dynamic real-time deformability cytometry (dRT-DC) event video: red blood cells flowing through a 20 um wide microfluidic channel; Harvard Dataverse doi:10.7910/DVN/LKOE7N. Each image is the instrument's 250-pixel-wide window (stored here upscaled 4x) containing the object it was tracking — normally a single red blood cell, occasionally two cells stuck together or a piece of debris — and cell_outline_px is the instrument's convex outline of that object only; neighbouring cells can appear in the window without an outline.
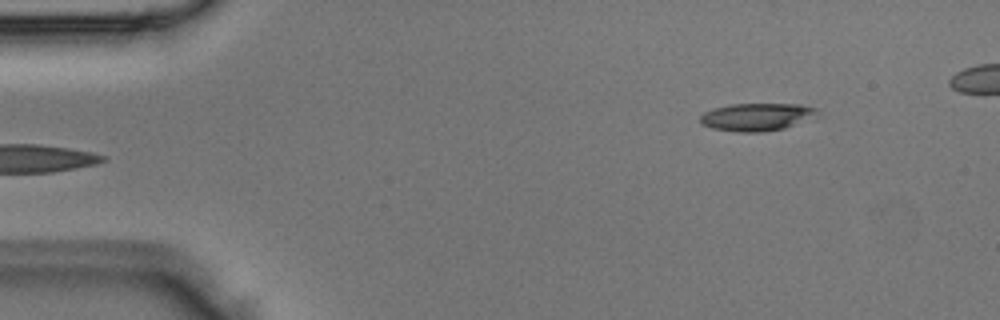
{"species": "Egyptian fruit bat (a non-hibernating species)", "species_latin": "Rousettus aegyptiacus", "temperature_condition": "room temperature", "stored_images_in_passage": 4, "camera_frame_rate_fps": 3000, "um_per_image_px": 0.085, "animal": {"sex": "male"}, "frame": {"image": 1, "passage_image": 4, "time_ms": 1.0, "image_size_px": [1000, 320], "cell_outline_px": [[824, 116], [784, 128], [764, 132], [736, 132], [712, 128], [700, 124], [700, 116], [704, 112], [712, 108], [728, 104], [800, 104], [816, 108]], "centroid_in_image_um": [64.4, 9.94], "position_along_channel_um": 20.6, "area_um2": 19.48}}